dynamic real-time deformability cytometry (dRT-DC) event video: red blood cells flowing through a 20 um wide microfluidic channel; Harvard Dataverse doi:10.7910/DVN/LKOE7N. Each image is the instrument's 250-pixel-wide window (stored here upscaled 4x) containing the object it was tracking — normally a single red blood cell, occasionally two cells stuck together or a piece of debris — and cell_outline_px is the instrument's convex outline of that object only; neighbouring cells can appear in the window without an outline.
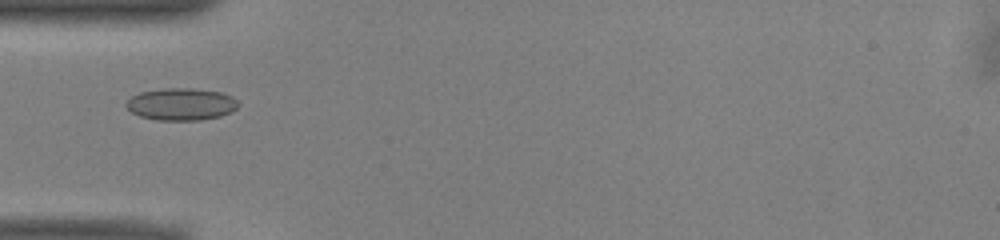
{"species": "common noctule bat (a hibernating species)", "species_latin": "Nyctalus noctula", "temperature_condition": "warm", "stored_images_in_passage": 28, "camera_frame_rate_fps": 3000, "um_per_image_px": 0.085, "animal": {"sex": "male", "body_mass_g": 13.0, "forearm_length_mm": 53.1}, "frame": {"image": 1, "passage_image": 1, "time_ms": 0.0, "image_size_px": [1000, 240], "cell_outline_px": [[240, 104], [232, 112], [220, 116], [200, 120], [156, 120], [140, 116], [132, 112], [124, 104], [132, 96], [140, 92], [160, 88], [192, 88], [220, 92], [232, 96]], "centroid_in_image_um": [15.4, 8.85], "position_along_channel_um": 69.6, "area_um2": 21.1}}
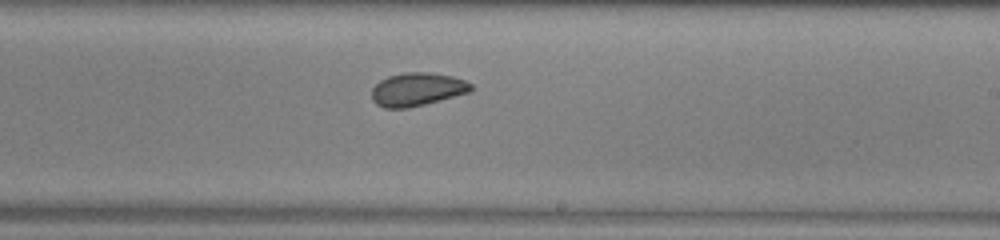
{"frame": {"image": 2, "passage_image": 15, "time_ms": 4.667, "image_size_px": [1000, 240], "cell_outline_px": [[472, 92], [408, 108], [384, 108], [376, 104], [372, 100], [372, 88], [380, 80], [388, 76], [404, 72], [428, 72], [452, 76], [464, 80], [472, 84]], "centroid_in_image_um": [35.46, 7.59], "position_along_channel_um": 253.5, "area_um2": 19.31}}
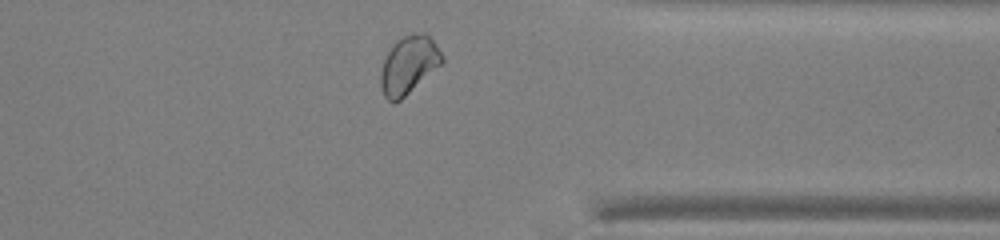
{"frame": {"image": 3, "passage_image": 25, "time_ms": 8.0, "image_size_px": [1000, 240], "cell_outline_px": [[444, 60], [440, 64], [400, 100], [388, 100], [384, 96], [380, 84], [380, 72], [384, 60], [388, 52], [396, 40], [412, 32], [424, 32], [432, 40], [444, 56]], "centroid_in_image_um": [34.72, 5.48], "position_along_channel_um": 376.7, "area_um2": 20.23}}